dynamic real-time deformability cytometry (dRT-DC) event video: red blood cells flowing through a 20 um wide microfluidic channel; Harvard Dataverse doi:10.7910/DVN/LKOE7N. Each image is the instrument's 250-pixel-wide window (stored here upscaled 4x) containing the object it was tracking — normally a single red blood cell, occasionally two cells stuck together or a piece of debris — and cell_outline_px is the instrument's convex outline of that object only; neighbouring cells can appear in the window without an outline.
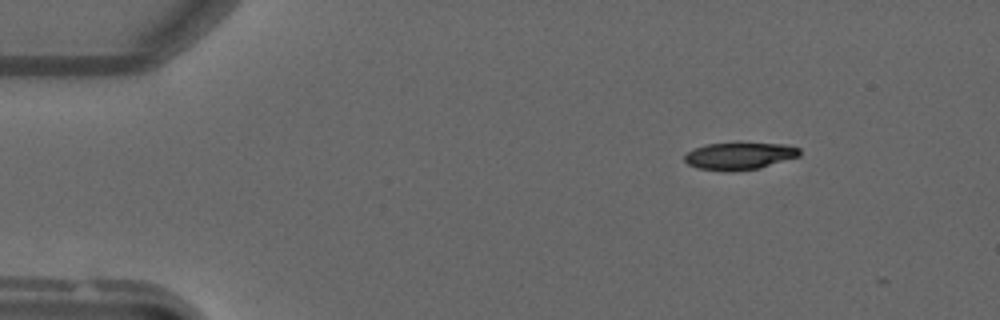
{"species": "common noctule bat (a hibernating species)", "species_latin": "Nyctalus noctula", "temperature_condition": "warm", "stored_images_in_passage": 2, "camera_frame_rate_fps": 3000, "um_per_image_px": 0.085, "animal": {"sex": "male", "forearm_length_mm": 52.5}, "frame": {"image": 1, "passage_image": 1, "time_ms": 0.0, "image_size_px": [1000, 320], "cell_outline_px": [[800, 156], [760, 168], [696, 168], [688, 164], [684, 160], [684, 156], [688, 152], [696, 148], [708, 144], [784, 144], [800, 148]], "centroid_in_image_um": [62.91, 13.22], "position_along_channel_um": 22.1, "area_um2": 17.05}}